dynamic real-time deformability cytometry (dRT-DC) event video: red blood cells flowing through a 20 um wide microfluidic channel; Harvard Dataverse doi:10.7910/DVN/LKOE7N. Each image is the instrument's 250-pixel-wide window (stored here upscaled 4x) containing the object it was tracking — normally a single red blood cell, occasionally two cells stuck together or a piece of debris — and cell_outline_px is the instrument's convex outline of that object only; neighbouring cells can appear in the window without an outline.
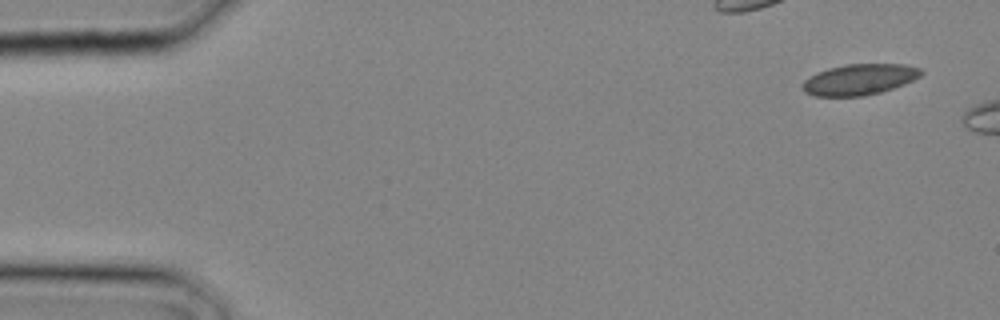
{"species": "common noctule bat (a hibernating species)", "species_latin": "Nyctalus noctula", "temperature_condition": "cold", "stored_images_in_passage": 2, "camera_frame_rate_fps": 3000, "um_per_image_px": 0.085, "animal": {"sex": "male", "body_mass_g": 20.4}, "frame": {"image": 1, "passage_image": 1, "time_ms": 0.0, "image_size_px": [1000, 320], "cell_outline_px": [[924, 72], [920, 76], [904, 84], [880, 92], [864, 96], [812, 96], [804, 92], [804, 80], [816, 72], [828, 68], [844, 64], [904, 64], [920, 68]], "centroid_in_image_um": [73.04, 6.75], "position_along_channel_um": 12.0, "area_um2": 21.33}}